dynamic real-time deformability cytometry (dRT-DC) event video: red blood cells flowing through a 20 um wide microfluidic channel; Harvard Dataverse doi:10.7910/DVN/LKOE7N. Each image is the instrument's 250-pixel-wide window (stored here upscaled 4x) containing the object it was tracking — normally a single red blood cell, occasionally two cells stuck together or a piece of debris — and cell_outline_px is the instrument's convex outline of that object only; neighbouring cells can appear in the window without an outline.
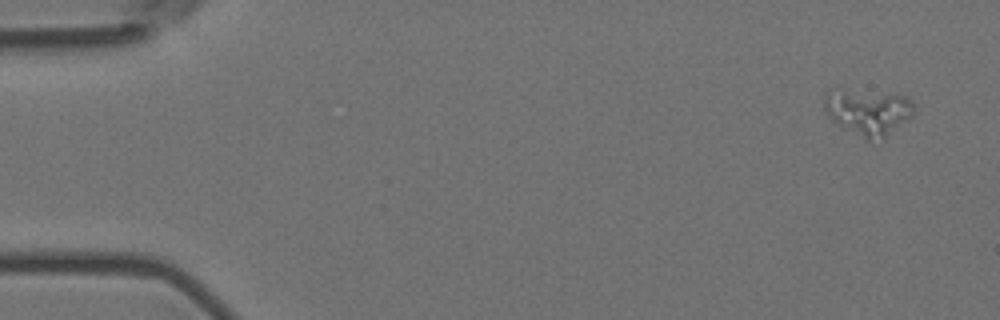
{"species": "Egyptian fruit bat (a non-hibernating species)", "species_latin": "Rousettus aegyptiacus", "temperature_condition": "room temperature", "stored_images_in_passage": 6, "camera_frame_rate_fps": 3000, "um_per_image_px": 0.085, "animal": {"sex": "female"}, "frame": {"image": 1, "passage_image": 1, "time_ms": 0.0, "image_size_px": [1000, 320], "cell_outline_px": [[912, 116], [884, 136], [868, 140], [836, 124], [828, 116], [824, 108], [824, 96], [828, 88], [840, 88], [904, 96], [912, 100]], "centroid_in_image_um": [73.68, 9.46], "position_along_channel_um": 11.3, "area_um2": 23.64}}
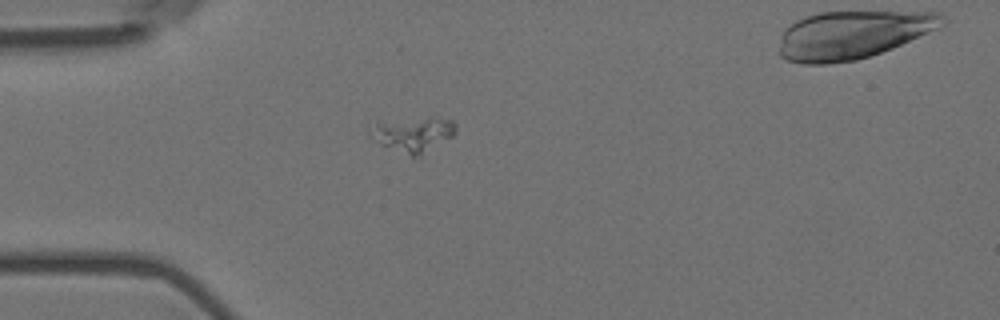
{"frame": {"image": 2, "passage_image": 5, "time_ms": 1.333, "image_size_px": [1000, 320], "cell_outline_px": [[456, 132], [452, 136], [420, 156], [412, 156], [384, 144], [368, 136], [368, 132], [376, 120], [428, 116], [432, 116], [452, 120], [456, 124]], "centroid_in_image_um": [35.1, 11.33], "position_along_channel_um": 49.9, "area_um2": 17.63}}